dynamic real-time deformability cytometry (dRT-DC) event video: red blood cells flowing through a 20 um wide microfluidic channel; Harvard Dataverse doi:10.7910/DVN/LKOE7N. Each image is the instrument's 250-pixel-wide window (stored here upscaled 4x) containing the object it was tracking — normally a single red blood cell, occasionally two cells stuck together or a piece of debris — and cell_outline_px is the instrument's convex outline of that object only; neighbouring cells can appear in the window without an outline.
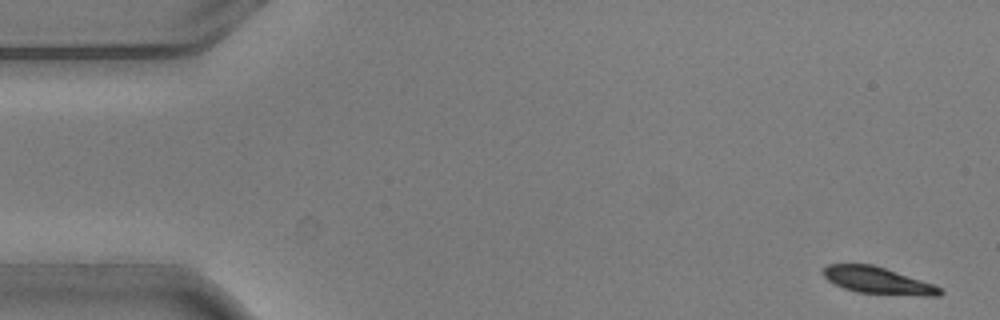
{"species": "common noctule bat (a hibernating species)", "species_latin": "Nyctalus noctula", "temperature_condition": "warm", "stored_images_in_passage": 4, "camera_frame_rate_fps": 3000, "um_per_image_px": 0.085, "animal": {"sex": "male", "body_mass_g": 20.5, "forearm_length_mm": 52.5}, "frame": {"image": 1, "passage_image": 1, "time_ms": 0.0, "image_size_px": [1000, 320], "cell_outline_px": [[944, 292], [940, 296], [924, 296], [856, 292], [844, 288], [828, 280], [824, 276], [824, 268], [828, 264], [872, 264], [932, 284], [940, 288]], "centroid_in_image_um": [74.62, 23.85], "position_along_channel_um": 10.4, "area_um2": 17.86}}
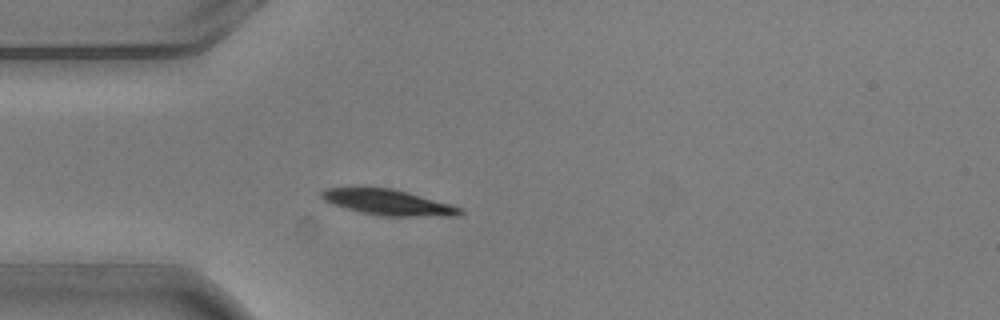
{"frame": {"image": 2, "passage_image": 4, "time_ms": 1.0, "image_size_px": [1000, 320], "cell_outline_px": [[464, 212], [460, 216], [380, 216], [360, 212], [332, 204], [324, 200], [320, 196], [320, 192], [324, 188], [364, 184], [392, 188], [408, 192], [452, 204], [464, 208]], "centroid_in_image_um": [32.94, 17.15], "position_along_channel_um": 52.1, "area_um2": 21.79}}